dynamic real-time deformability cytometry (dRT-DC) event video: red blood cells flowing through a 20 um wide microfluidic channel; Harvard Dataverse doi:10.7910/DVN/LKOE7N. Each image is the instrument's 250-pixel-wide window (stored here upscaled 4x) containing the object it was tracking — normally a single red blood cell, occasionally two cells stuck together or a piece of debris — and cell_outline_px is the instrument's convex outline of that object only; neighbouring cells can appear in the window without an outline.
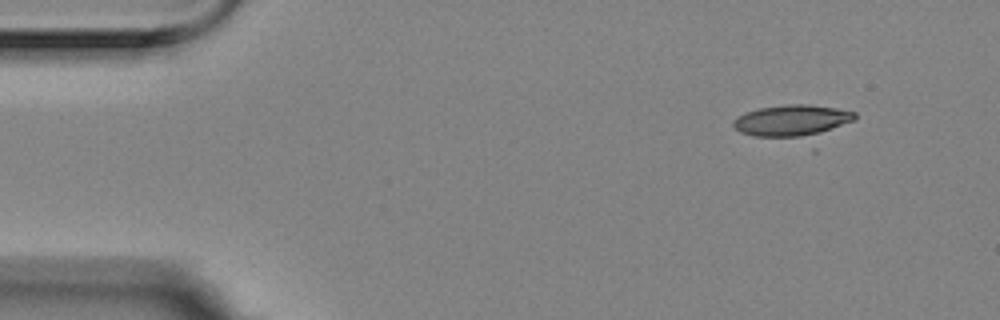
{"species": "Egyptian fruit bat (a non-hibernating species)", "species_latin": "Rousettus aegyptiacus", "temperature_condition": "room temperature", "stored_images_in_passage": 13, "camera_frame_rate_fps": 3000, "um_per_image_px": 0.085, "animal": {"sex": "female"}, "frame": {"image": 1, "passage_image": 1, "time_ms": 0.0, "image_size_px": [1000, 320], "cell_outline_px": [[856, 120], [816, 152], [812, 152], [740, 132], [732, 124], [732, 120], [748, 112], [760, 108], [784, 104], [808, 104], [836, 108], [856, 112]], "centroid_in_image_um": [67.67, 10.59], "position_along_channel_um": 17.3, "area_um2": 28.26}}
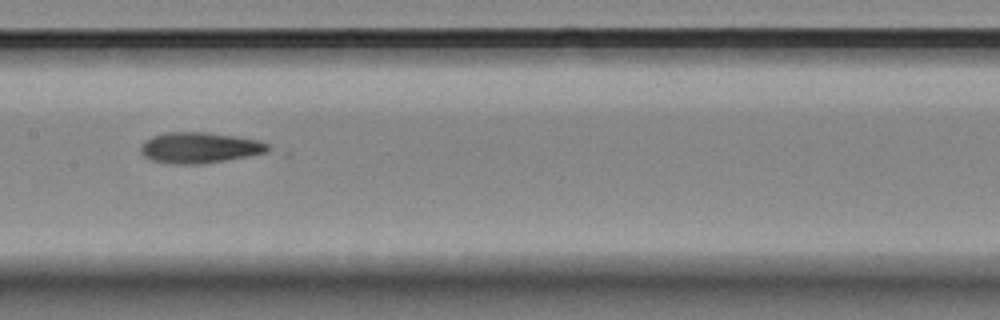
{"frame": {"image": 2, "passage_image": 6, "time_ms": 1.667, "image_size_px": [1000, 320], "cell_outline_px": [[268, 152], [248, 156], [200, 164], [172, 164], [152, 160], [144, 156], [140, 152], [140, 148], [144, 140], [152, 136], [168, 132], [208, 132], [260, 140], [268, 144]], "centroid_in_image_um": [16.94, 12.55], "position_along_channel_um": 190.5, "area_um2": 22.83}}
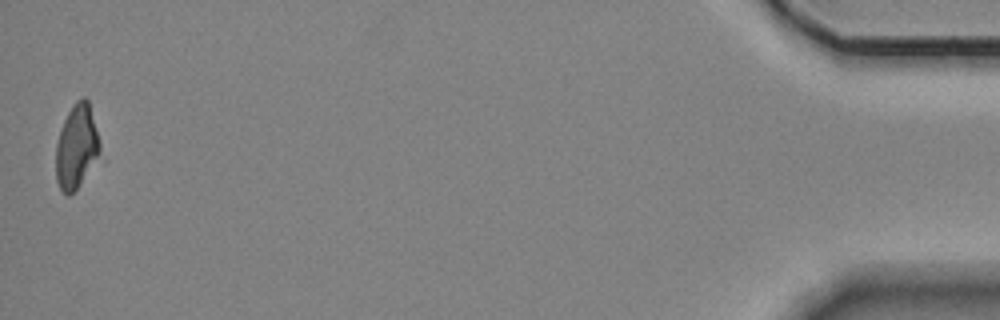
{"frame": {"image": 3, "passage_image": 13, "time_ms": 4.0, "image_size_px": [1000, 320], "cell_outline_px": [[104, 160], [68, 196], [60, 188], [56, 180], [56, 144], [64, 120], [72, 104], [76, 100], [84, 96], [88, 100], [100, 144]], "centroid_in_image_um": [6.57, 12.52], "position_along_channel_um": 428.6, "area_um2": 22.2}}